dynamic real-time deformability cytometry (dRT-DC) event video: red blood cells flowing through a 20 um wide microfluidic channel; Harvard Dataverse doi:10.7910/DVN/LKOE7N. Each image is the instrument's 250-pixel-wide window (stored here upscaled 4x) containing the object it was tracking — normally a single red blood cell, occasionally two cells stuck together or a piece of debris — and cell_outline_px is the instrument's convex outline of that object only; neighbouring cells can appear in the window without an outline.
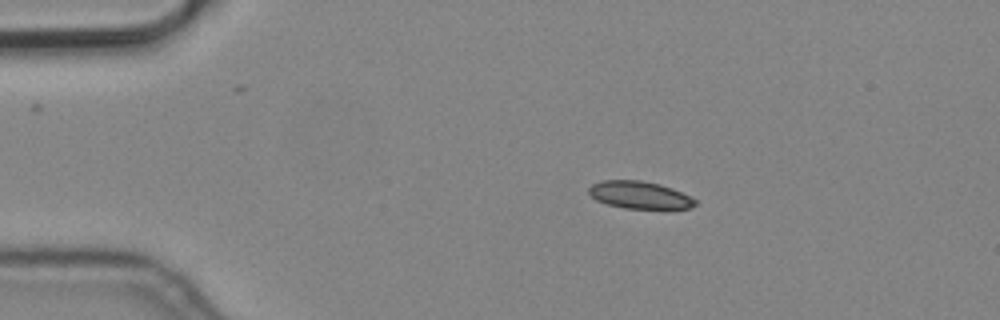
{"species": "common noctule bat (a hibernating species)", "species_latin": "Nyctalus noctula", "temperature_condition": "cold", "stored_images_in_passage": 4, "camera_frame_rate_fps": 3000, "um_per_image_px": 0.085, "animal": {"sex": "male", "body_mass_g": 19.2, "forearm_length_mm": 51.8}, "frame": {"image": 1, "passage_image": 2, "time_ms": 0.333, "image_size_px": [1000, 320], "cell_outline_px": [[696, 204], [692, 208], [624, 208], [608, 204], [596, 200], [588, 192], [588, 188], [592, 184], [600, 180], [640, 180], [660, 184], [672, 188], [692, 196], [696, 200]], "centroid_in_image_um": [54.37, 16.56], "position_along_channel_um": 30.6, "area_um2": 16.99}}